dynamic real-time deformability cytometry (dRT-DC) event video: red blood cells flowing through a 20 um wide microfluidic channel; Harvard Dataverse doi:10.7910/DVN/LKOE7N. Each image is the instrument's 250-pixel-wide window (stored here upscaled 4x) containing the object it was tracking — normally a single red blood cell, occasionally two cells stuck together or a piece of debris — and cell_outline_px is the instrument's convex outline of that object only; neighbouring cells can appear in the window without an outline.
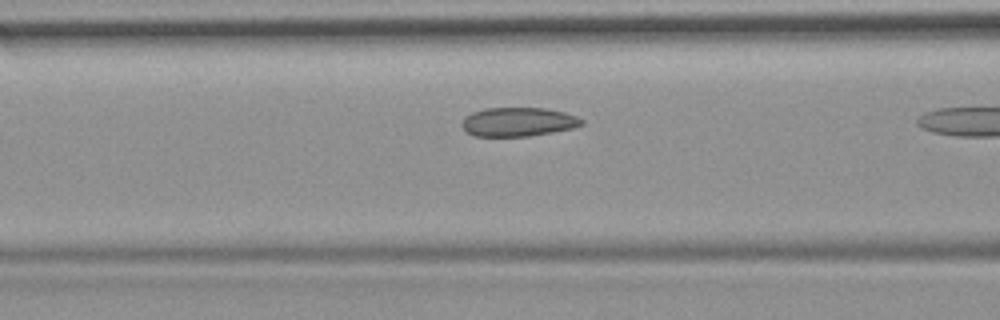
{"species": "common noctule bat (a hibernating species)", "species_latin": "Nyctalus noctula", "temperature_condition": "room temperature", "stored_images_in_passage": 8, "camera_frame_rate_fps": 3000, "um_per_image_px": 0.085, "animal": {"sex": "female", "body_mass_g": 19.9}, "frame": {"image": 1, "passage_image": 7, "time_ms": 2.0, "image_size_px": [1000, 320], "cell_outline_px": [[584, 124], [572, 128], [552, 132], [528, 136], [472, 136], [464, 132], [460, 124], [464, 116], [472, 112], [484, 108], [548, 108], [564, 112], [576, 116], [584, 120]], "centroid_in_image_um": [43.99, 10.36], "position_along_channel_um": 122.6, "area_um2": 20.46}}